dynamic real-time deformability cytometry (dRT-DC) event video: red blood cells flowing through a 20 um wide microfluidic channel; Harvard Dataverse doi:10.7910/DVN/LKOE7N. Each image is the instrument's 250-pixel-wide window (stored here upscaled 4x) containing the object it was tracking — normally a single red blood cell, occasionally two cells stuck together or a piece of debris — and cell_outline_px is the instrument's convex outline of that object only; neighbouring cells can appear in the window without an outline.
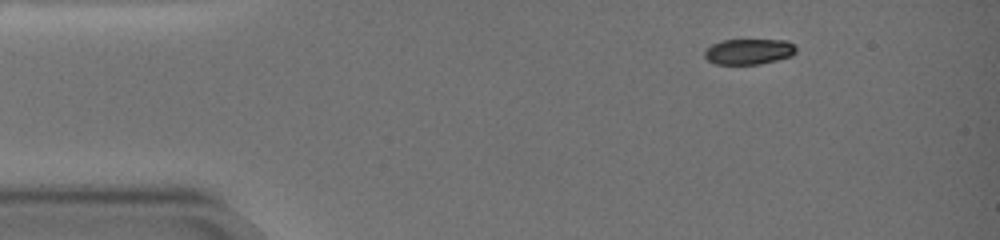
{"species": "common noctule bat (a hibernating species)", "species_latin": "Nyctalus noctula", "temperature_condition": "warm", "stored_images_in_passage": 58, "camera_frame_rate_fps": 3000, "um_per_image_px": 0.085, "animal": {"sex": "female", "body_mass_g": 19.0, "forearm_length_mm": 51.5}, "frame": {"image": 1, "passage_image": 1, "time_ms": 0.0, "image_size_px": [1000, 240], "cell_outline_px": [[796, 48], [788, 56], [756, 64], [716, 64], [708, 60], [704, 56], [704, 52], [708, 48], [724, 40], [780, 40], [792, 44]], "centroid_in_image_um": [63.57, 4.38], "position_along_channel_um": 21.4, "area_um2": 12.95}}
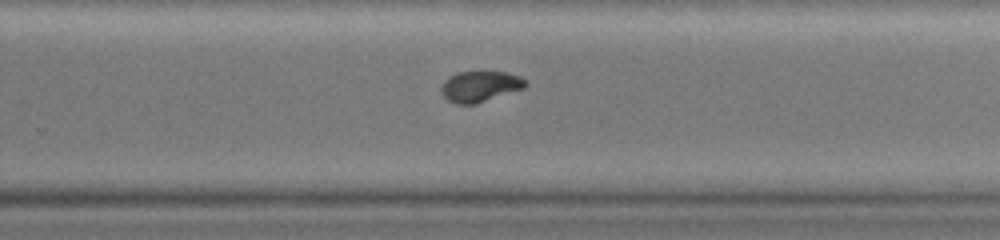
{"frame": {"image": 2, "passage_image": 36, "time_ms": 11.667, "image_size_px": [1000, 240], "cell_outline_px": [[528, 84], [524, 88], [476, 104], [456, 104], [448, 100], [440, 92], [440, 88], [452, 76], [460, 72], [508, 72], [520, 76]], "centroid_in_image_um": [40.84, 7.36], "position_along_channel_um": 289.0, "area_um2": 14.85}}
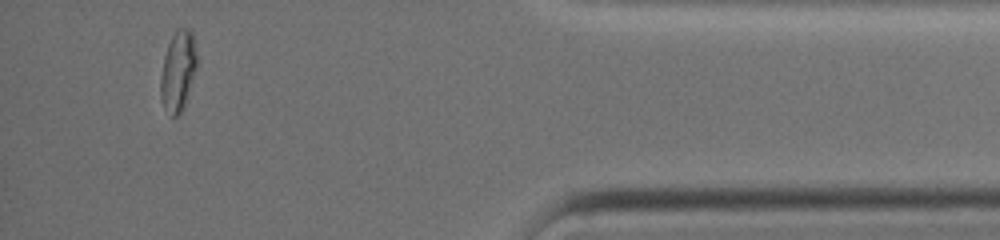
{"frame": {"image": 3, "passage_image": 53, "time_ms": 17.333, "image_size_px": [1000, 240], "cell_outline_px": [[196, 68], [188, 96], [184, 108], [180, 116], [172, 116], [164, 108], [160, 96], [160, 76], [164, 56], [168, 44], [176, 28], [188, 28], [192, 32], [196, 52]], "centroid_in_image_um": [15.12, 6.06], "position_along_channel_um": 420.1, "area_um2": 17.11}, "authors_computed_cell_mechanics": {"area_um2": 15.1725, "velocity_mm_per_s": 2.9724, "shape_relaxation_time_tau1_ms": 4.1617, "shape_relaxation_time_tau2_ms": null, "deformation_change_tau1": 0.2237, "deformation_change_tau2": null}}